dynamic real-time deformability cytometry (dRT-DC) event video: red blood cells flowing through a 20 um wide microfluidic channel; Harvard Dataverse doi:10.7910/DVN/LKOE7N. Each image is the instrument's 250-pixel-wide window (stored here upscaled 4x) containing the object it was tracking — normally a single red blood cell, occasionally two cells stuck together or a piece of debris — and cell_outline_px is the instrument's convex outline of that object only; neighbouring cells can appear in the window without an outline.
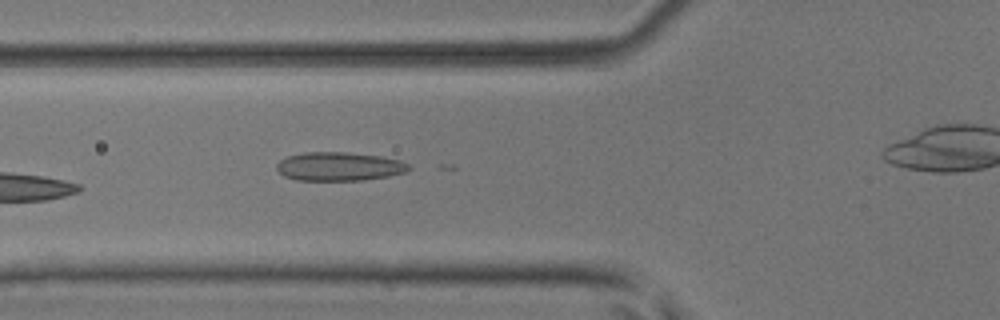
{"species": "common noctule bat (a hibernating species)", "species_latin": "Nyctalus noctula", "temperature_condition": "room temperature", "stored_images_in_passage": 7, "camera_frame_rate_fps": 3000, "um_per_image_px": 0.085, "animal": {"sex": "male", "body_mass_g": 17.9, "forearm_length_mm": 54.2}, "frame": {"image": 1, "passage_image": 6, "time_ms": 1.667, "image_size_px": [1000, 320], "cell_outline_px": [[412, 168], [408, 172], [388, 176], [360, 180], [296, 180], [284, 176], [276, 168], [276, 164], [280, 160], [288, 156], [304, 152], [344, 152], [380, 156], [400, 160], [408, 164]], "centroid_in_image_um": [28.84, 14.15], "position_along_channel_um": 97.0, "area_um2": 22.08}}